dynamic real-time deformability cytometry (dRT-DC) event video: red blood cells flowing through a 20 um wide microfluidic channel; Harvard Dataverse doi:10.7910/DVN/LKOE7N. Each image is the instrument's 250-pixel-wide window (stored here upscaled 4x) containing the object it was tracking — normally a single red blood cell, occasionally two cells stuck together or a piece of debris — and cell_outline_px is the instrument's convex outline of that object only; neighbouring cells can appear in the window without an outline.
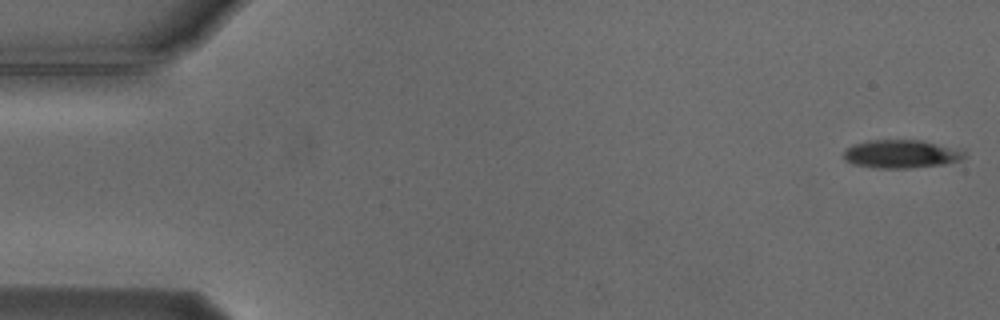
{"species": "Egyptian fruit bat (a non-hibernating species)", "species_latin": "Rousettus aegyptiacus", "temperature_condition": "cold", "stored_images_in_passage": 11, "camera_frame_rate_fps": 3000, "um_per_image_px": 0.085, "animal": {"sex": "male"}, "frame": {"image": 1, "passage_image": 1, "time_ms": 0.0, "image_size_px": [1000, 320], "cell_outline_px": [[968, 156], [960, 160], [944, 164], [908, 168], [876, 168], [852, 164], [844, 160], [844, 148], [852, 144], [868, 140], [920, 140], [936, 144], [964, 152]], "centroid_in_image_um": [76.51, 13.09], "position_along_channel_um": 8.5, "area_um2": 19.77}}